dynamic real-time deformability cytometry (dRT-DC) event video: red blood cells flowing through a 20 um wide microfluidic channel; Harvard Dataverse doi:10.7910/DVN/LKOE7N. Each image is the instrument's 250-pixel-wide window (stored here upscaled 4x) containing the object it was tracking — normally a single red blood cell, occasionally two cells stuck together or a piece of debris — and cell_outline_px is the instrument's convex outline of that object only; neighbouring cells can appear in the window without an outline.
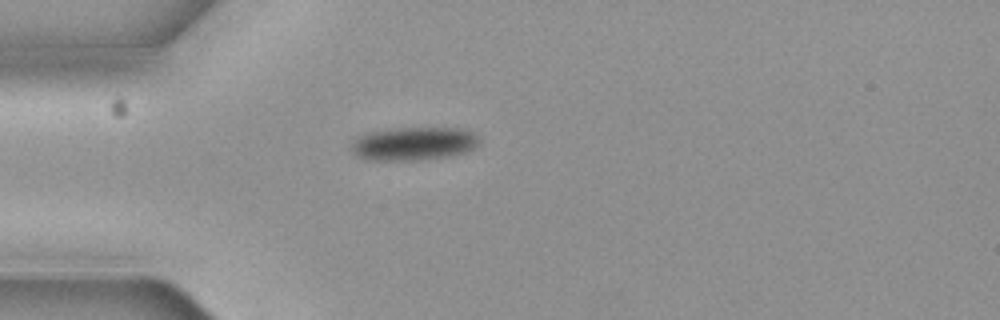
{"species": "common noctule bat (a hibernating species)", "species_latin": "Nyctalus noctula", "temperature_condition": "cold", "stored_images_in_passage": 1, "camera_frame_rate_fps": 3000, "um_per_image_px": 0.085, "animal": {"sex": "female", "body_mass_g": 19.3, "forearm_length_mm": 54.1}, "frame": {"image": 1, "passage_image": 1, "time_ms": 0.0, "image_size_px": [1000, 320], "cell_outline_px": [[476, 144], [472, 148], [464, 152], [448, 156], [416, 160], [368, 160], [356, 156], [348, 148], [356, 136], [364, 132], [392, 128], [464, 128], [472, 132], [476, 136]], "centroid_in_image_um": [35.03, 12.2], "position_along_channel_um": 50.0, "area_um2": 24.97}}